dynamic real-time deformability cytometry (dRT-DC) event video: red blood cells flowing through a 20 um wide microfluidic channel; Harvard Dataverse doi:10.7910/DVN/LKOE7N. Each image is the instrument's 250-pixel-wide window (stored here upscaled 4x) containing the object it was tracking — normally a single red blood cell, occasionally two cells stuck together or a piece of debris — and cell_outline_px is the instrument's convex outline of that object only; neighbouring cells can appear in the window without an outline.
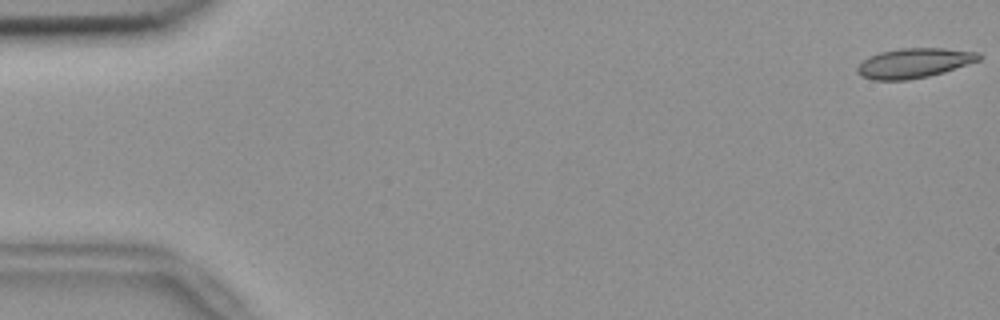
{"species": "common noctule bat (a hibernating species)", "species_latin": "Nyctalus noctula", "temperature_condition": "room temperature", "stored_images_in_passage": 54, "camera_frame_rate_fps": 3000, "um_per_image_px": 0.085, "animal": {"sex": "female", "body_mass_g": 18.4}, "frame": {"image": 1, "passage_image": 1, "time_ms": 0.0, "image_size_px": [1000, 320], "cell_outline_px": [[984, 56], [980, 60], [944, 72], [928, 76], [908, 80], [872, 80], [860, 76], [856, 72], [856, 68], [868, 56], [880, 52], [900, 48], [944, 48], [980, 52]], "centroid_in_image_um": [77.71, 5.36], "position_along_channel_um": 7.3, "area_um2": 21.27}}
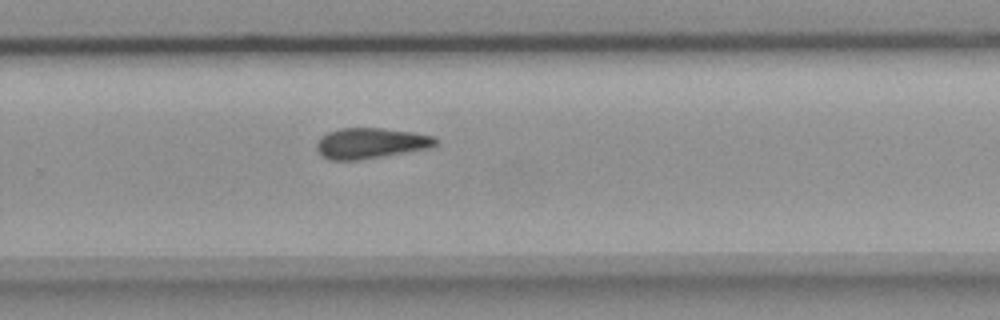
{"frame": {"image": 2, "passage_image": 36, "time_ms": 11.667, "image_size_px": [1000, 320], "cell_outline_px": [[436, 144], [432, 148], [360, 160], [328, 160], [316, 148], [316, 144], [320, 136], [328, 132], [340, 128], [380, 128], [412, 132], [432, 136], [436, 140]], "centroid_in_image_um": [31.49, 12.18], "position_along_channel_um": 298.3, "area_um2": 21.21}}
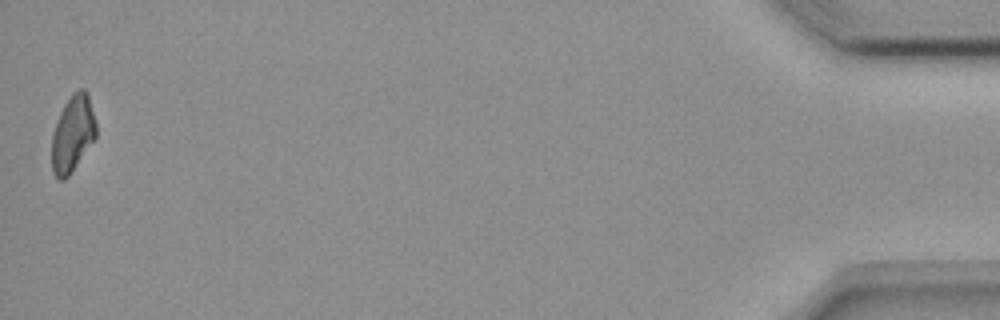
{"frame": {"image": 3, "passage_image": 54, "time_ms": 17.667, "image_size_px": [1000, 320], "cell_outline_px": [[96, 136], [68, 176], [64, 180], [60, 180], [52, 172], [52, 136], [56, 120], [64, 104], [72, 92], [80, 88], [84, 88], [88, 92], [96, 120]], "centroid_in_image_um": [6.18, 11.3], "position_along_channel_um": 429.0, "area_um2": 19.77}}